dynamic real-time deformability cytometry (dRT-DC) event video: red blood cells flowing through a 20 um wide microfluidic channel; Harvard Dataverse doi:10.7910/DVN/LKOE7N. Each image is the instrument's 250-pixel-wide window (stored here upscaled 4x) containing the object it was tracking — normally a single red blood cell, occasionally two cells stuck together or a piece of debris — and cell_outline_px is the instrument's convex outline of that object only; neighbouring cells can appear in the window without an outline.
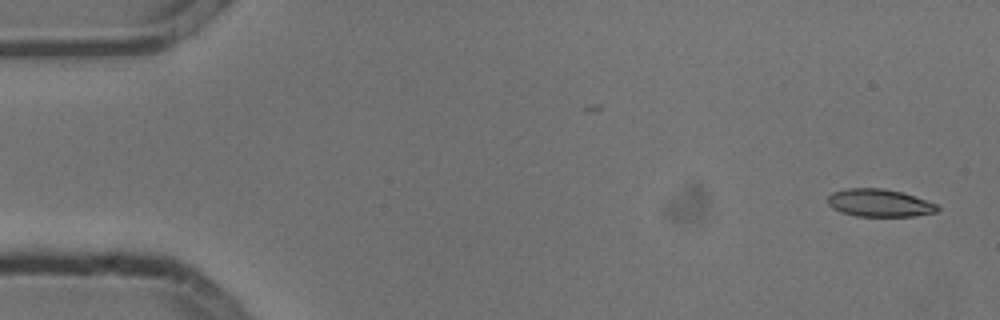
{"species": "common noctule bat (a hibernating species)", "species_latin": "Nyctalus noctula", "temperature_condition": "cold", "stored_images_in_passage": 2, "camera_frame_rate_fps": 3000, "um_per_image_px": 0.085, "animal": {"sex": "male", "body_mass_g": 13.3}, "frame": {"image": 1, "passage_image": 2, "time_ms": 0.333, "image_size_px": [1000, 320], "cell_outline_px": [[940, 208], [936, 212], [916, 216], [856, 216], [840, 212], [832, 208], [828, 204], [828, 196], [832, 192], [848, 188], [884, 188], [900, 192], [936, 204]], "centroid_in_image_um": [74.71, 17.25], "position_along_channel_um": 10.3, "area_um2": 17.57}}